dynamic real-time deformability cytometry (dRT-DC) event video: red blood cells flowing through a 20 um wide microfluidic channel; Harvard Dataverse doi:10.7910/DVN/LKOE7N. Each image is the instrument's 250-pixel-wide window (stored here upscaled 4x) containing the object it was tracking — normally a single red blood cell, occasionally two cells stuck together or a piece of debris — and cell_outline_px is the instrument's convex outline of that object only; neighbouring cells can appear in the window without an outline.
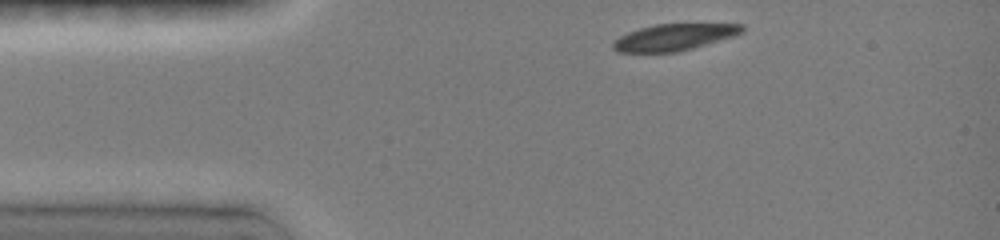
{"species": "common noctule bat (a hibernating species)", "species_latin": "Nyctalus noctula", "temperature_condition": "room temperature", "stored_images_in_passage": 3, "camera_frame_rate_fps": 3000, "um_per_image_px": 0.085, "animal": {"sex": "female", "body_mass_g": 19.0, "forearm_length_mm": 51.5}, "frame": {"image": 1, "passage_image": 1, "time_ms": 0.0, "image_size_px": [1000, 240], "cell_outline_px": [[744, 32], [732, 36], [692, 48], [676, 52], [616, 52], [612, 48], [612, 44], [620, 36], [628, 32], [640, 28], [656, 24], [744, 24]], "centroid_in_image_um": [57.28, 3.16], "position_along_channel_um": 27.7, "area_um2": 19.71}}
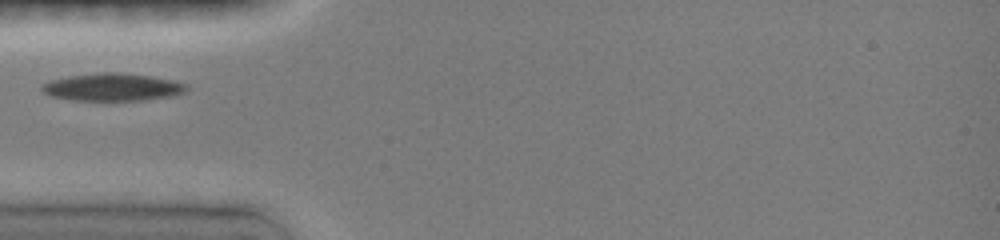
{"frame": {"image": 2, "passage_image": 3, "time_ms": 2.333, "image_size_px": [1000, 240], "cell_outline_px": [[188, 88], [184, 92], [172, 96], [144, 100], [72, 100], [52, 96], [44, 92], [40, 88], [44, 84], [52, 80], [68, 76], [104, 72], [116, 72], [152, 76], [172, 80], [188, 84]], "centroid_in_image_um": [9.6, 7.4], "position_along_channel_um": 75.4, "area_um2": 23.06}}